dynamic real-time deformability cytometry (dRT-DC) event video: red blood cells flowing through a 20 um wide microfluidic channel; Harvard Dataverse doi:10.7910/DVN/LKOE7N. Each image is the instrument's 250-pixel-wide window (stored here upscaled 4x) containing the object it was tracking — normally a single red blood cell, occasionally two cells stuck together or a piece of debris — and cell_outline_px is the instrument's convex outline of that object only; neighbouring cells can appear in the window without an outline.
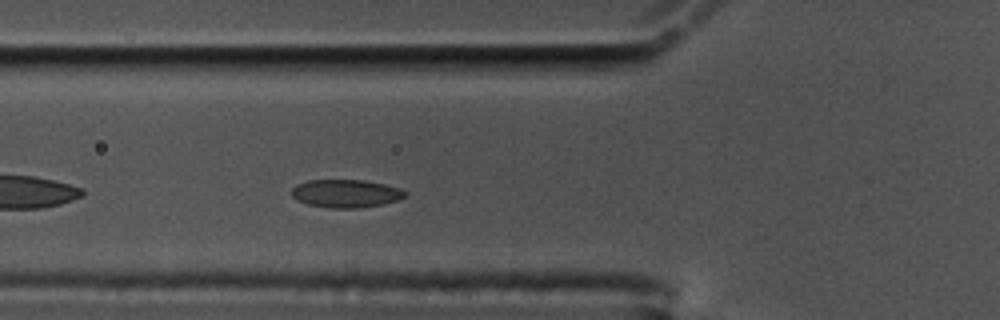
{"species": "common noctule bat (a hibernating species)", "species_latin": "Nyctalus noctula", "temperature_condition": "cold", "stored_images_in_passage": 42, "camera_frame_rate_fps": 3000, "um_per_image_px": 0.085, "animal": {"sex": "male", "body_mass_g": 17.5, "forearm_length_mm": 52.3}, "frame": {"image": 1, "passage_image": 4, "time_ms": 1.0, "image_size_px": [1000, 320], "cell_outline_px": [[408, 192], [400, 200], [384, 204], [356, 208], [332, 208], [308, 204], [296, 200], [292, 196], [292, 188], [296, 184], [308, 180], [364, 180], [384, 184], [400, 188]], "centroid_in_image_um": [29.41, 16.44], "position_along_channel_um": 96.4, "area_um2": 18.61}}
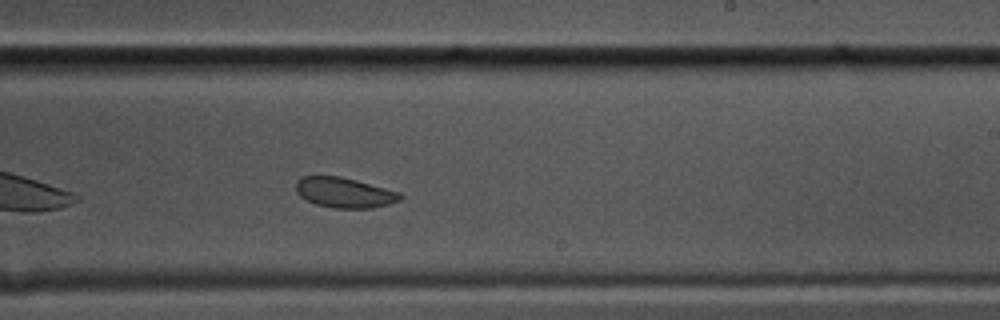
{"frame": {"image": 2, "passage_image": 18, "time_ms": 5.667, "image_size_px": [1000, 320], "cell_outline_px": [[404, 196], [400, 200], [388, 204], [372, 208], [332, 208], [316, 204], [300, 196], [296, 192], [296, 180], [300, 176], [340, 176], [356, 180], [400, 192]], "centroid_in_image_um": [29.26, 16.37], "position_along_channel_um": 259.7, "area_um2": 18.38}}
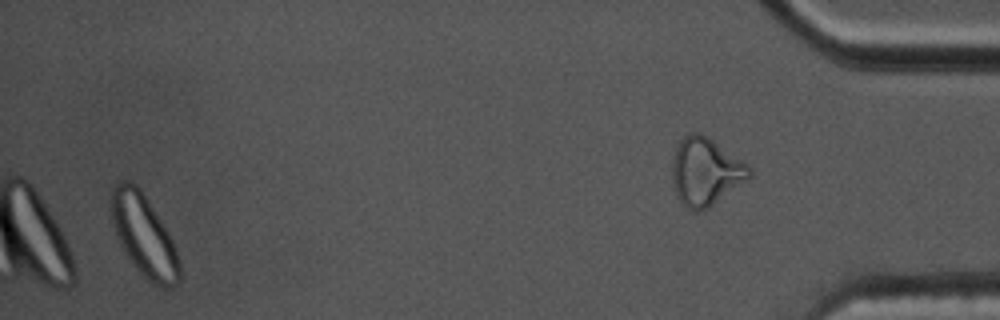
{"frame": {"image": 3, "passage_image": 39, "time_ms": 12.667, "image_size_px": [1000, 320], "cell_outline_px": [[180, 284], [172, 288], [160, 288], [152, 284], [140, 276], [124, 252], [116, 236], [112, 220], [108, 196], [112, 184], [116, 180], [128, 180], [136, 184], [140, 188], [168, 232], [176, 248], [180, 264]], "centroid_in_image_um": [12.2, 20.03], "position_along_channel_um": 423.0, "area_um2": 33.52}, "authors_computed_cell_mechanics": {"area_um2": 19.074, "velocity_mm_per_s": 3.5054, "shape_relaxation_time_tau1_ms": null, "shape_relaxation_time_tau2_ms": 1.1369, "deformation_change_tau1": null, "deformation_change_tau2": 0.0577}}